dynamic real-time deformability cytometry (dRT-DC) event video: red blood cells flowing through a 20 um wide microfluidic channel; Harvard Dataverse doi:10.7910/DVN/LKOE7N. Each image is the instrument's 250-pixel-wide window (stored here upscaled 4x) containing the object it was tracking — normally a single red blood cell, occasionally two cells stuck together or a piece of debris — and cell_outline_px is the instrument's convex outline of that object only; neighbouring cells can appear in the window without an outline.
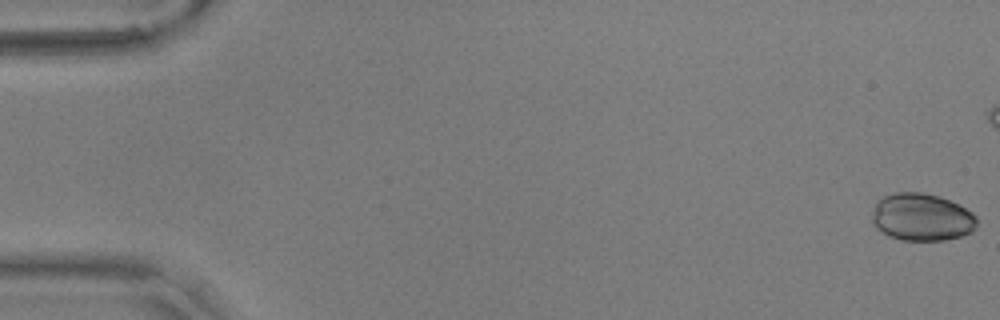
{"species": "common noctule bat (a hibernating species)", "species_latin": "Nyctalus noctula", "temperature_condition": "warm", "stored_images_in_passage": 47, "camera_frame_rate_fps": 3000, "um_per_image_px": 0.085, "animal": {"sex": "male", "body_mass_g": 17.9, "forearm_length_mm": 54.2}, "frame": {"image": 1, "passage_image": 1, "time_ms": 0.0, "image_size_px": [1000, 320], "cell_outline_px": [[976, 228], [972, 232], [960, 236], [944, 240], [900, 240], [888, 236], [872, 224], [872, 216], [876, 200], [884, 196], [896, 192], [920, 192], [940, 196], [960, 204], [972, 212], [976, 216]], "centroid_in_image_um": [78.35, 18.45], "position_along_channel_um": 6.7, "area_um2": 29.25}}
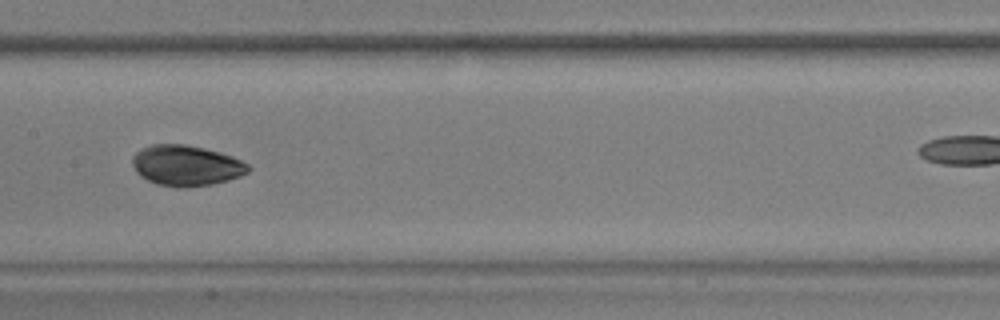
{"frame": {"image": 2, "passage_image": 29, "time_ms": 9.333, "image_size_px": [1000, 320], "cell_outline_px": [[252, 168], [248, 172], [240, 176], [228, 180], [212, 184], [180, 188], [156, 184], [140, 176], [136, 172], [132, 164], [132, 156], [140, 148], [152, 144], [184, 144], [204, 148], [220, 152], [232, 156], [248, 164]], "centroid_in_image_um": [15.81, 14.07], "position_along_channel_um": 191.6, "area_um2": 27.57}}
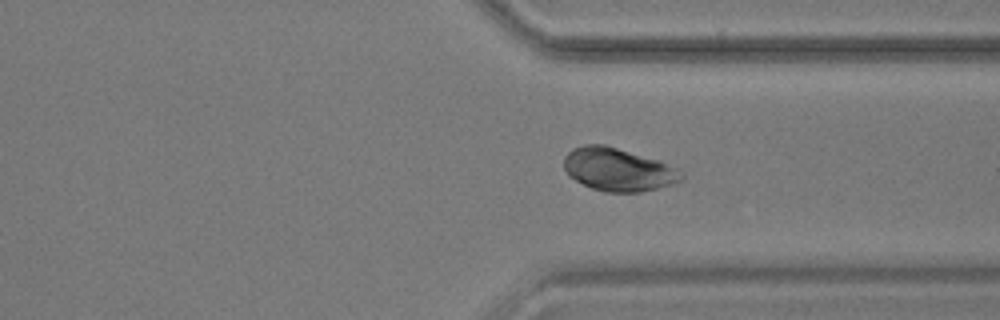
{"frame": {"image": 3, "passage_image": 43, "time_ms": 14.0, "image_size_px": [1000, 320], "cell_outline_px": [[684, 176], [680, 180], [656, 188], [640, 192], [604, 192], [592, 188], [568, 176], [564, 168], [564, 156], [572, 148], [584, 144], [604, 144], [660, 160], [684, 172]], "centroid_in_image_um": [52.51, 14.39], "position_along_channel_um": 358.9, "area_um2": 29.42}}